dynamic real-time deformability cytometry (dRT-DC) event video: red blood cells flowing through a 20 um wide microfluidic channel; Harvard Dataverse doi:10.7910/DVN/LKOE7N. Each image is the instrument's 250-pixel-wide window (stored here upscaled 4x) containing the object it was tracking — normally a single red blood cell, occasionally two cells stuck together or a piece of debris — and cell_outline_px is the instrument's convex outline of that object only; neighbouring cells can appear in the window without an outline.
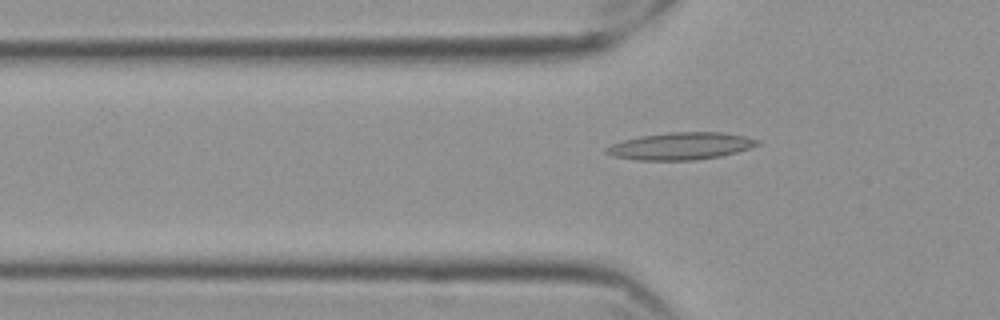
{"species": "Egyptian fruit bat (a non-hibernating species)", "species_latin": "Rousettus aegyptiacus", "temperature_condition": "cold", "stored_images_in_passage": 52, "camera_frame_rate_fps": 3000, "um_per_image_px": 0.085, "frame": {"image": 1, "passage_image": 19, "time_ms": 6.0, "image_size_px": [1000, 320], "cell_outline_px": [[760, 144], [736, 152], [720, 156], [696, 160], [636, 160], [612, 156], [604, 152], [604, 148], [612, 144], [624, 140], [640, 136], [668, 132], [720, 132], [744, 136], [760, 140]], "centroid_in_image_um": [57.83, 12.42], "position_along_channel_um": 68.0, "area_um2": 23.93}}
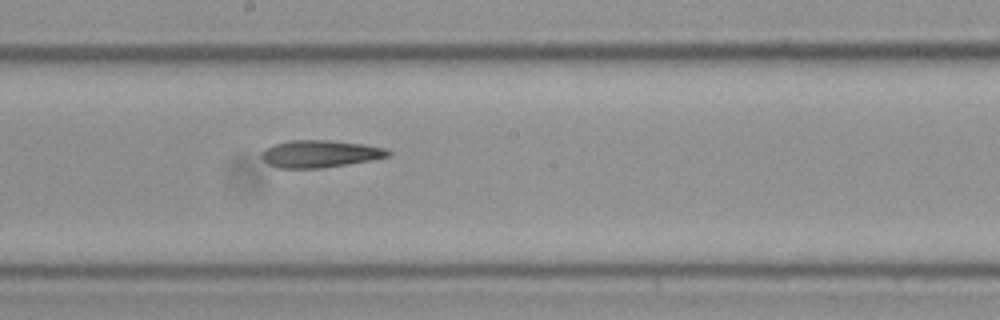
{"frame": {"image": 2, "passage_image": 32, "time_ms": 10.333, "image_size_px": [1000, 320], "cell_outline_px": [[392, 152], [388, 156], [368, 160], [320, 168], [280, 168], [268, 164], [260, 156], [260, 152], [276, 144], [288, 140], [328, 140], [364, 144], [384, 148]], "centroid_in_image_um": [27.16, 13.07], "position_along_channel_um": 221.0, "area_um2": 19.77}}
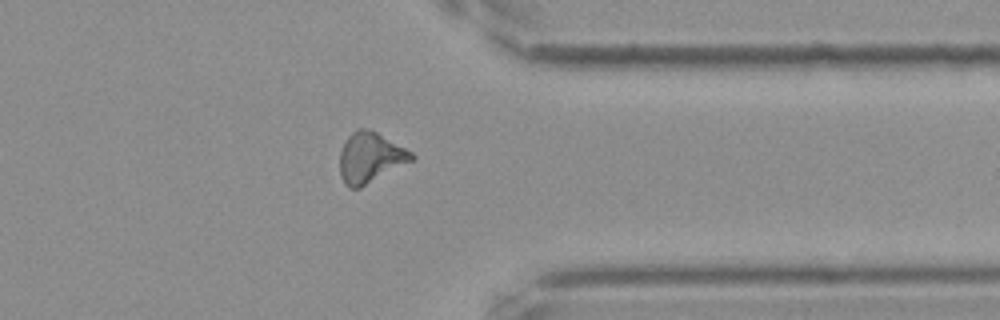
{"frame": {"image": 3, "passage_image": 46, "time_ms": 15.0, "image_size_px": [1000, 320], "cell_outline_px": [[416, 156], [412, 160], [360, 188], [348, 188], [344, 184], [340, 176], [340, 152], [348, 136], [356, 128], [368, 128], [376, 132], [412, 152]], "centroid_in_image_um": [31.43, 13.4], "position_along_channel_um": 380.0, "area_um2": 20.87}}